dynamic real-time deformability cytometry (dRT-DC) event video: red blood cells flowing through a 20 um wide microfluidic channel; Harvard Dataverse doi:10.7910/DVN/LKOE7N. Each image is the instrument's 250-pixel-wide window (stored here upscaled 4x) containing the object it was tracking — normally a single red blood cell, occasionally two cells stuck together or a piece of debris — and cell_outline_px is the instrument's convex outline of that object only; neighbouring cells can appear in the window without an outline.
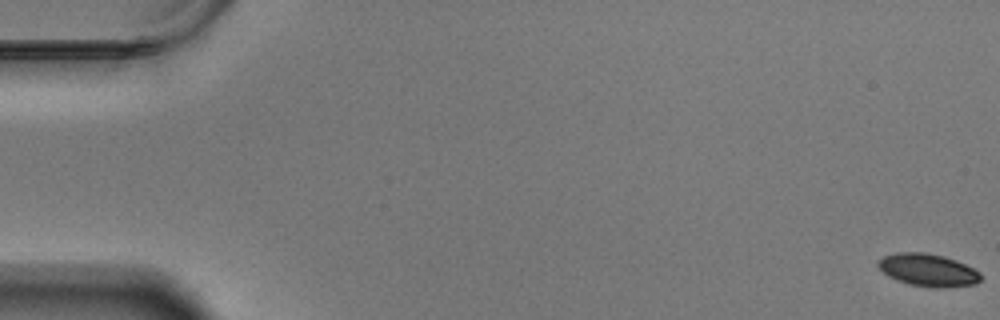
{"species": "Egyptian fruit bat (a non-hibernating species)", "species_latin": "Rousettus aegyptiacus", "temperature_condition": "warm", "stored_images_in_passage": 20, "camera_frame_rate_fps": 3000, "um_per_image_px": 0.085, "animal": {"sex": "male"}, "frame": {"image": 1, "passage_image": 1, "time_ms": 0.0, "image_size_px": [1000, 320], "cell_outline_px": [[980, 280], [976, 284], [948, 288], [932, 288], [908, 284], [896, 280], [888, 276], [876, 264], [884, 256], [896, 252], [924, 252], [944, 256], [956, 260], [980, 272]], "centroid_in_image_um": [78.89, 22.97], "position_along_channel_um": 6.1, "area_um2": 19.59}}
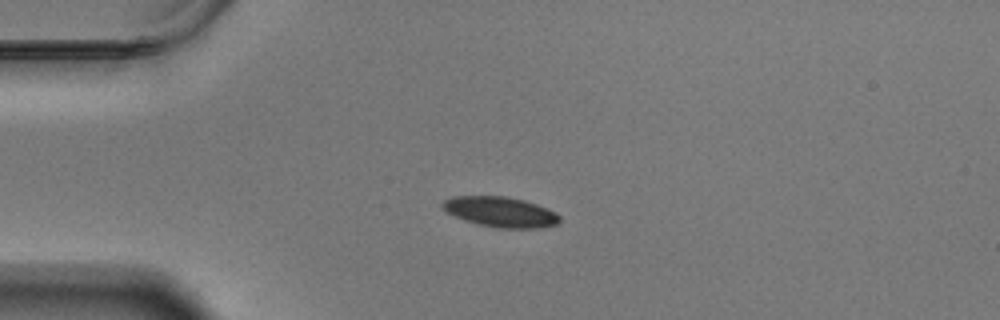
{"frame": {"image": 2, "passage_image": 16, "time_ms": 5.0, "image_size_px": [1000, 320], "cell_outline_px": [[560, 220], [556, 224], [536, 228], [496, 228], [476, 224], [464, 220], [444, 212], [440, 204], [444, 200], [452, 196], [504, 196], [524, 200], [536, 204], [556, 212], [560, 216]], "centroid_in_image_um": [42.48, 18.01], "position_along_channel_um": 42.5, "area_um2": 20.81}}